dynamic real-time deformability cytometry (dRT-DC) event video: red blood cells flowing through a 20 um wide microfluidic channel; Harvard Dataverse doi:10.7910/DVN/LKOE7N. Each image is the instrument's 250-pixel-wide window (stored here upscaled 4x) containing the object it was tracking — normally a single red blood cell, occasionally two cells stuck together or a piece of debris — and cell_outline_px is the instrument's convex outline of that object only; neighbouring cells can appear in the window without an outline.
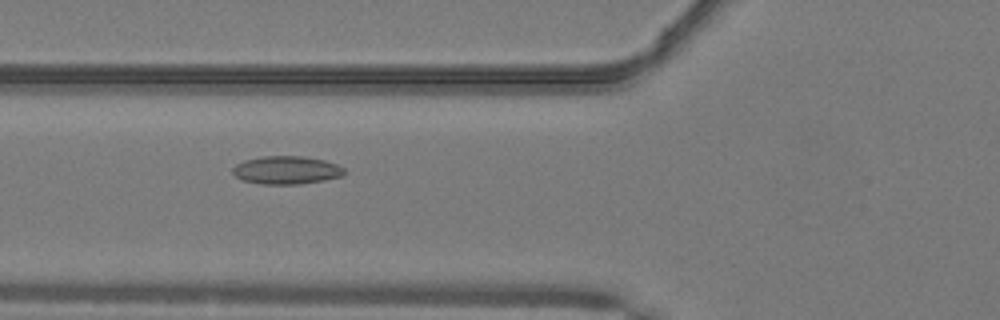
{"species": "common noctule bat (a hibernating species)", "species_latin": "Nyctalus noctula", "temperature_condition": "warm", "stored_images_in_passage": 52, "camera_frame_rate_fps": 3000, "um_per_image_px": 0.085, "animal": {"sex": "male", "body_mass_g": 19.2, "forearm_length_mm": 51.8}, "frame": {"image": 1, "passage_image": 21, "time_ms": 6.667, "image_size_px": [1000, 320], "cell_outline_px": [[344, 172], [340, 176], [324, 180], [300, 184], [260, 184], [244, 180], [236, 176], [232, 172], [232, 168], [236, 164], [244, 160], [260, 156], [304, 156], [324, 160], [336, 164], [344, 168]], "centroid_in_image_um": [24.32, 14.45], "position_along_channel_um": 101.5, "area_um2": 18.21}}
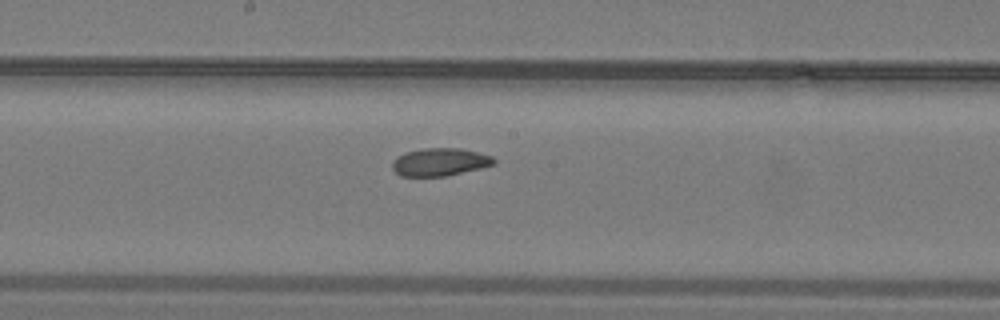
{"frame": {"image": 2, "passage_image": 29, "time_ms": 9.333, "image_size_px": [1000, 320], "cell_outline_px": [[496, 164], [480, 168], [444, 176], [400, 176], [392, 168], [392, 160], [396, 156], [404, 152], [424, 148], [460, 148], [492, 156], [496, 160]], "centroid_in_image_um": [37.36, 13.76], "position_along_channel_um": 210.8, "area_um2": 16.47}}
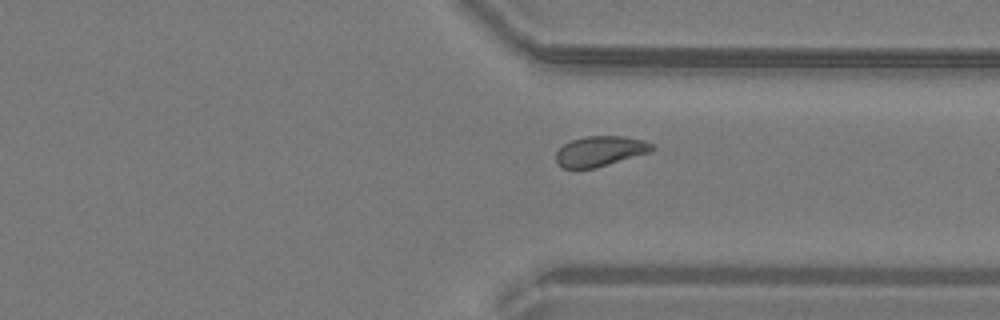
{"frame": {"image": 3, "passage_image": 40, "time_ms": 13.0, "image_size_px": [1000, 320], "cell_outline_px": [[656, 148], [652, 152], [596, 168], [560, 168], [556, 160], [556, 152], [564, 144], [572, 140], [584, 136], [624, 136], [644, 140], [652, 144]], "centroid_in_image_um": [51.04, 12.85], "position_along_channel_um": 360.4, "area_um2": 17.11}, "authors_computed_cell_mechanics": {"area_um2": 17.5712, "velocity_mm_per_s": 4.0893, "shape_relaxation_time_tau1_ms": null, "shape_relaxation_time_tau2_ms": 3.3944, "deformation_change_tau1": null, "deformation_change_tau2": 0.0823}}